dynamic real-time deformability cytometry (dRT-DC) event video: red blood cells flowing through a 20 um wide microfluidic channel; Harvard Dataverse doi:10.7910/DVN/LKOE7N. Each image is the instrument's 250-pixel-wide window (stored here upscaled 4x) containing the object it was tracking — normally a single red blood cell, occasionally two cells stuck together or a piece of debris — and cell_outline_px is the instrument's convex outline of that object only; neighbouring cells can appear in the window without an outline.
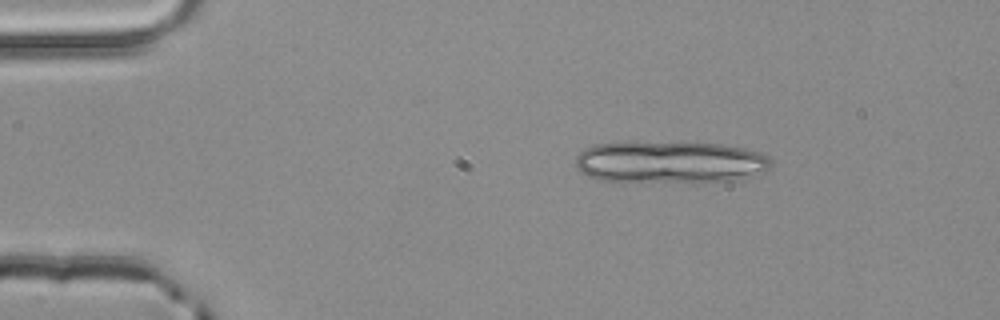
{"species": "common noctule bat (a hibernating species)", "species_latin": "Nyctalus noctula", "temperature_condition": "room temperature", "stored_images_in_passage": 2, "camera_frame_rate_fps": 3000, "um_per_image_px": 0.085, "animal": {"sex": "male", "body_mass_g": 20.4}, "frame": {"image": 1, "passage_image": 1, "time_ms": 0.0, "image_size_px": [1000, 320], "cell_outline_px": [[772, 168], [736, 180], [620, 184], [600, 180], [580, 172], [576, 164], [576, 156], [584, 148], [592, 144], [624, 140], [632, 140], [720, 144], [744, 148], [768, 156], [772, 160]], "centroid_in_image_um": [56.83, 13.77], "position_along_channel_um": 28.2, "area_um2": 49.71}}